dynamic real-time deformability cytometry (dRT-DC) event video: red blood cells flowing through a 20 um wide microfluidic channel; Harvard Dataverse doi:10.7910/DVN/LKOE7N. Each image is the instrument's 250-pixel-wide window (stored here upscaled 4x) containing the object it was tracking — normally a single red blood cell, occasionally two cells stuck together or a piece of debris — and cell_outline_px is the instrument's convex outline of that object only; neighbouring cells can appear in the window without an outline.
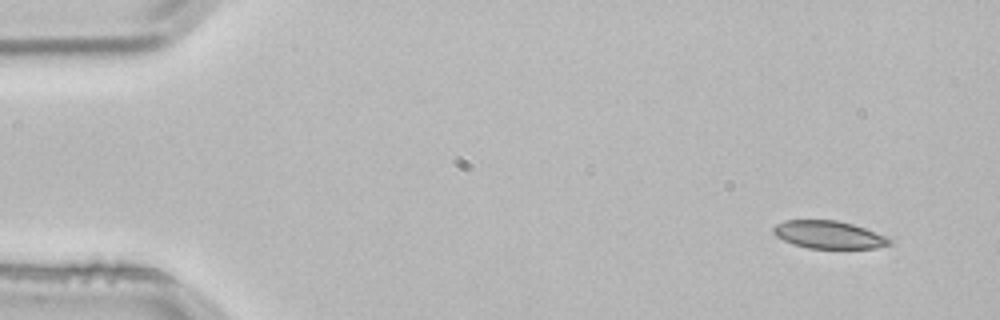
{"species": "common noctule bat (a hibernating species)", "species_latin": "Nyctalus noctula", "temperature_condition": "room temperature", "stored_images_in_passage": 4, "segment_of_instrument_passage": [1, 2], "camera_frame_rate_fps": 3000, "um_per_image_px": 0.085, "animal": {"sex": "male", "body_mass_g": 21.5, "forearm_length_mm": 52.0}, "frame": {"image": 1, "passage_image": 1, "time_ms": 0.0, "image_size_px": [1000, 320], "cell_outline_px": [[892, 244], [876, 248], [808, 248], [792, 244], [776, 236], [772, 232], [772, 228], [776, 224], [784, 220], [836, 220], [852, 224], [864, 228], [884, 236], [892, 240]], "centroid_in_image_um": [70.4, 19.95], "position_along_channel_um": 14.6, "area_um2": 18.67}}
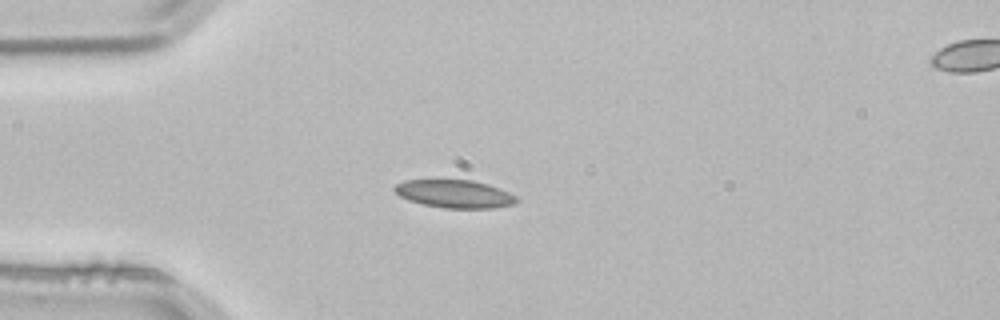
{"frame": {"image": 2, "passage_image": 3, "time_ms": 0.667, "image_size_px": [1000, 320], "cell_outline_px": [[520, 200], [512, 204], [492, 208], [444, 208], [424, 204], [408, 200], [400, 196], [392, 188], [396, 184], [404, 180], [472, 180], [488, 184], [500, 188], [516, 196]], "centroid_in_image_um": [38.64, 16.47], "position_along_channel_um": 46.4, "area_um2": 19.83}}